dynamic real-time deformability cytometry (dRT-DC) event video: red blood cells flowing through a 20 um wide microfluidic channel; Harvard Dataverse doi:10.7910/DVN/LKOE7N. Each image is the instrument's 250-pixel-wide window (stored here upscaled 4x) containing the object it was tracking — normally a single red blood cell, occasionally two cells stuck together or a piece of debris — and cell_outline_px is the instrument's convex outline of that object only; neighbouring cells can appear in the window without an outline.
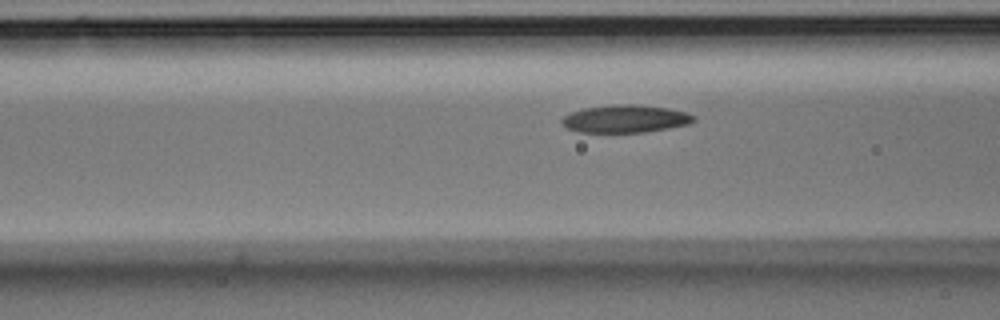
{"species": "Egyptian fruit bat (a non-hibernating species)", "species_latin": "Rousettus aegyptiacus", "temperature_condition": "room temperature", "stored_images_in_passage": 18, "camera_frame_rate_fps": 3000, "um_per_image_px": 0.085, "animal": {"sex": "male"}, "frame": {"image": 1, "passage_image": 13, "time_ms": 4.0, "image_size_px": [1000, 320], "cell_outline_px": [[696, 120], [688, 124], [668, 128], [644, 132], [580, 132], [568, 128], [560, 120], [564, 116], [572, 112], [584, 108], [608, 104], [636, 104], [668, 108], [688, 112], [696, 116]], "centroid_in_image_um": [53.19, 10.08], "position_along_channel_um": 113.4, "area_um2": 21.33}}